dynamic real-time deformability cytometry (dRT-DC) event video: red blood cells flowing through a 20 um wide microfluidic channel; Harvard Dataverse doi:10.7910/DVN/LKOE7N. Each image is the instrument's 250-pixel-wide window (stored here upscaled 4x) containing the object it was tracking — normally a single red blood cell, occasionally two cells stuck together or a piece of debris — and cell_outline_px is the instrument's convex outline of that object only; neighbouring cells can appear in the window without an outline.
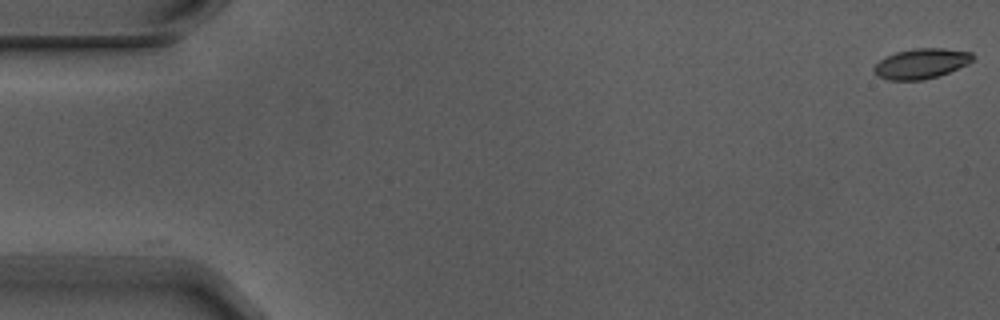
{"species": "Egyptian fruit bat (a non-hibernating species)", "species_latin": "Rousettus aegyptiacus", "temperature_condition": "warm", "stored_images_in_passage": 6, "camera_frame_rate_fps": 3000, "um_per_image_px": 0.085, "animal": {"sex": "male"}, "frame": {"image": 1, "passage_image": 1, "time_ms": 0.0, "image_size_px": [1000, 320], "cell_outline_px": [[972, 60], [968, 64], [948, 72], [924, 80], [888, 80], [876, 76], [872, 72], [872, 68], [884, 56], [896, 52], [912, 48], [944, 48], [972, 52]], "centroid_in_image_um": [78.24, 5.4], "position_along_channel_um": 6.8, "area_um2": 17.46}}